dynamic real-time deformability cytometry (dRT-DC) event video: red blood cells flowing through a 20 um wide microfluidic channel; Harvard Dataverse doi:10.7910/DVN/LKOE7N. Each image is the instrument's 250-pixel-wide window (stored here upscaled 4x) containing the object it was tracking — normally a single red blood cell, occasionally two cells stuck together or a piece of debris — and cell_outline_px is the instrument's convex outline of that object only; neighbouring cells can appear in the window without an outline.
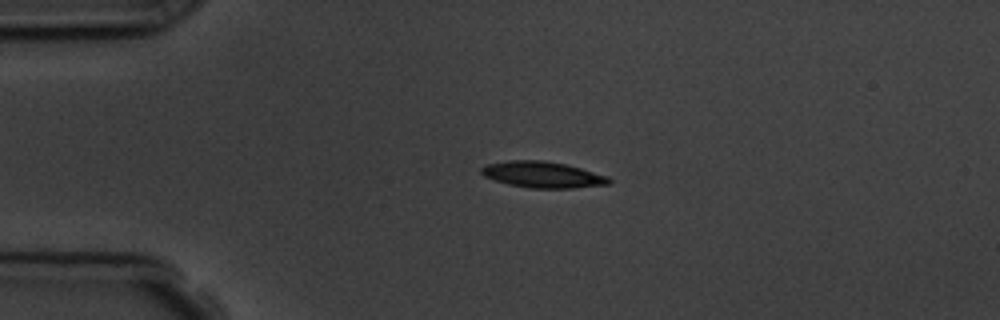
{"species": "common noctule bat (a hibernating species)", "species_latin": "Nyctalus noctula", "temperature_condition": "room temperature", "stored_images_in_passage": 4, "camera_frame_rate_fps": 3000, "um_per_image_px": 0.085, "animal": {"sex": "male", "body_mass_g": 19.5, "forearm_length_mm": 54.6}, "frame": {"image": 1, "passage_image": 3, "time_ms": 2.667, "image_size_px": [1000, 320], "cell_outline_px": [[612, 180], [608, 184], [572, 188], [532, 188], [508, 184], [484, 176], [480, 172], [480, 168], [488, 164], [508, 160], [544, 160], [564, 164], [580, 168], [608, 176]], "centroid_in_image_um": [46.11, 14.84], "position_along_channel_um": 38.9, "area_um2": 19.31}}